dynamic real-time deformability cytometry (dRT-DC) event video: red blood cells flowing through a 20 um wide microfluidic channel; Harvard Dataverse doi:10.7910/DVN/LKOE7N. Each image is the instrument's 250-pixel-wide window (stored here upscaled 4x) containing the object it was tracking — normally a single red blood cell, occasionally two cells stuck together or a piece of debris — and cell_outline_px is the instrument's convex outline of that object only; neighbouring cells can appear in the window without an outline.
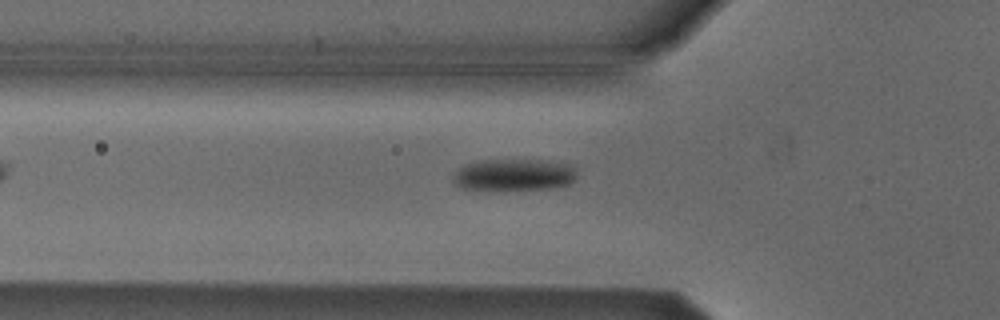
{"species": "Egyptian fruit bat (a non-hibernating species)", "species_latin": "Rousettus aegyptiacus", "temperature_condition": "cold", "stored_images_in_passage": 38, "camera_frame_rate_fps": 3000, "um_per_image_px": 0.085, "animal": {"sex": "male"}, "frame": {"image": 1, "passage_image": 3, "time_ms": 0.667, "image_size_px": [1000, 320], "cell_outline_px": [[576, 176], [568, 184], [548, 188], [464, 188], [456, 184], [452, 180], [456, 172], [460, 168], [468, 164], [480, 160], [540, 160], [572, 164], [576, 172]], "centroid_in_image_um": [43.72, 14.82], "position_along_channel_um": 82.1, "area_um2": 22.08}}
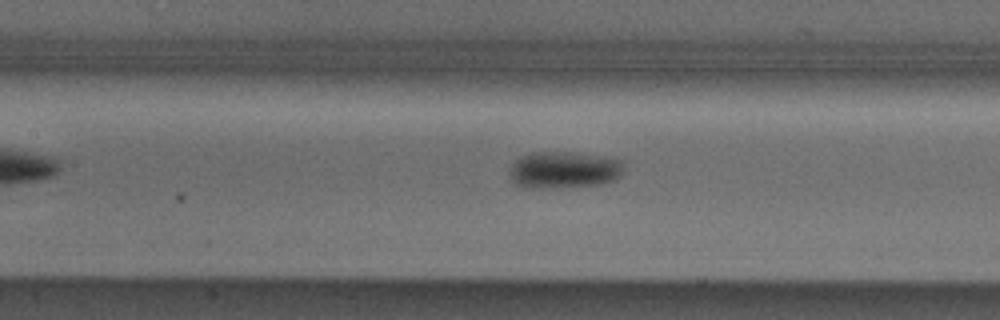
{"frame": {"image": 2, "passage_image": 9, "time_ms": 2.667, "image_size_px": [1000, 320], "cell_outline_px": [[620, 176], [616, 180], [600, 184], [556, 188], [528, 188], [516, 184], [512, 180], [512, 164], [520, 156], [532, 152], [572, 152], [608, 156], [620, 160]], "centroid_in_image_um": [47.94, 14.43], "position_along_channel_um": 159.5, "area_um2": 24.45}}
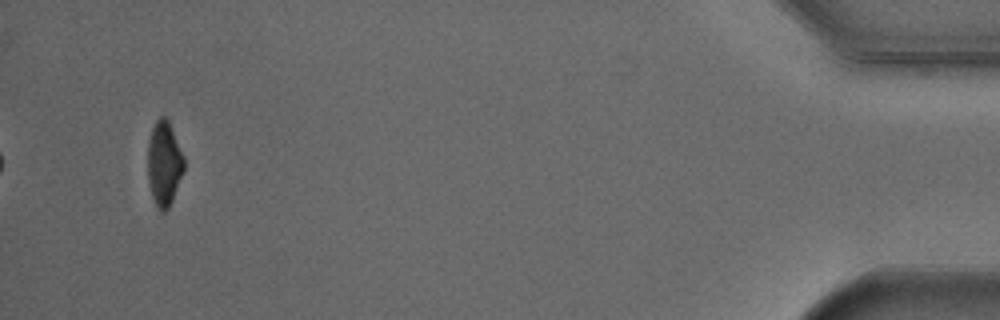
{"frame": {"image": 3, "passage_image": 36, "time_ms": 11.667, "image_size_px": [1000, 320], "cell_outline_px": [[184, 172], [172, 200], [168, 208], [164, 212], [160, 212], [156, 208], [152, 196], [148, 180], [148, 140], [152, 128], [156, 120], [160, 116], [168, 116], [184, 156]], "centroid_in_image_um": [13.96, 13.87], "position_along_channel_um": 421.2, "area_um2": 18.26}, "authors_computed_cell_mechanics": {"area_um2": 21.964, "velocity_mm_per_s": 3.8453, "shape_relaxation_time_tau1_ms": 1.9139, "shape_relaxation_time_tau2_ms": null, "deformation_change_tau1": 0.1038, "deformation_change_tau2": null}}